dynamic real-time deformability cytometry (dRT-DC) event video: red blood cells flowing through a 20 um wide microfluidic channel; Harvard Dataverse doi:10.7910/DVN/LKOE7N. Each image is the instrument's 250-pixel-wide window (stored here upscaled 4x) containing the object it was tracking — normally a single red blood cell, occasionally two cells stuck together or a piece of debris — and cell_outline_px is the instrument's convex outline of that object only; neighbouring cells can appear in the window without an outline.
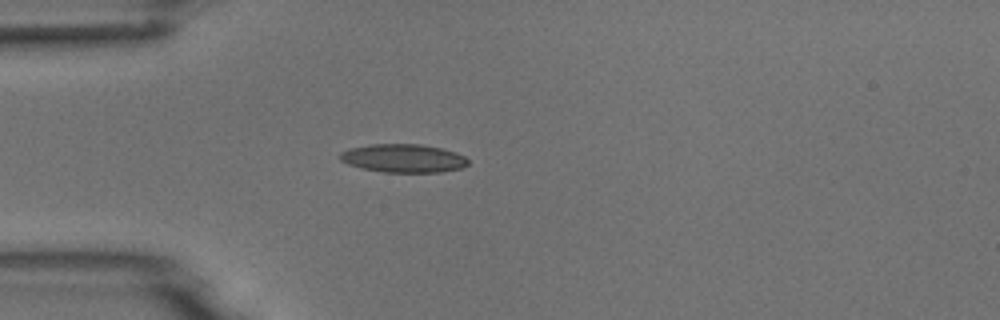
{"species": "common noctule bat (a hibernating species)", "species_latin": "Nyctalus noctula", "temperature_condition": "room temperature", "stored_images_in_passage": 3, "camera_frame_rate_fps": 3000, "um_per_image_px": 0.085, "animal": {"sex": "male", "body_mass_g": 18.8}, "frame": {"image": 1, "passage_image": 3, "time_ms": 2.0, "image_size_px": [1000, 320], "cell_outline_px": [[468, 164], [460, 168], [440, 172], [384, 172], [360, 168], [348, 164], [340, 160], [340, 152], [348, 148], [368, 144], [420, 144], [440, 148], [456, 152], [464, 156], [468, 160]], "centroid_in_image_um": [34.25, 13.45], "position_along_channel_um": 50.8, "area_um2": 21.21}}